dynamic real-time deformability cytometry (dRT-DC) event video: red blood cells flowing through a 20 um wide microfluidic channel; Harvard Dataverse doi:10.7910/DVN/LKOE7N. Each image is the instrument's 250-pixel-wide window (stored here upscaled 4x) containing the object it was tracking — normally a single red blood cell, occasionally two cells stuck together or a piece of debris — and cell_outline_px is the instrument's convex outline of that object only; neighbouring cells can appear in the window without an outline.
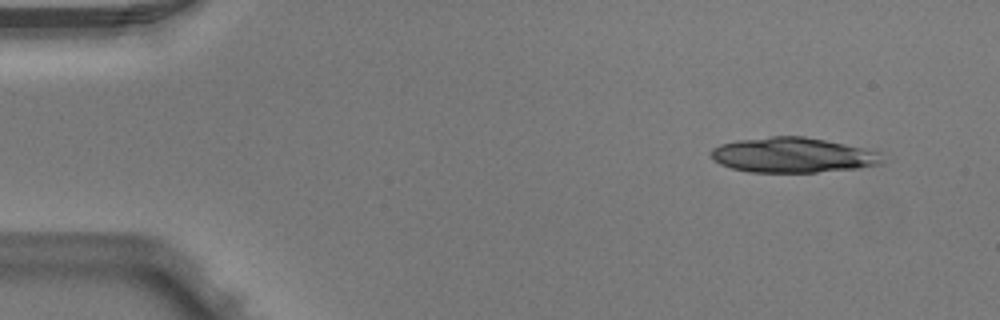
{"species": "Egyptian fruit bat (a non-hibernating species)", "species_latin": "Rousettus aegyptiacus", "temperature_condition": "warm", "stored_images_in_passage": 4, "camera_frame_rate_fps": 3000, "um_per_image_px": 0.085, "animal": {"sex": "male"}, "frame": {"image": 1, "passage_image": 1, "time_ms": 0.0, "image_size_px": [1000, 320], "cell_outline_px": [[884, 164], [860, 168], [816, 172], [748, 172], [732, 168], [720, 164], [712, 160], [712, 148], [720, 144], [736, 140], [772, 136], [804, 136], [844, 144], [880, 152]], "centroid_in_image_um": [67.38, 13.19], "position_along_channel_um": 17.6, "area_um2": 35.03}}
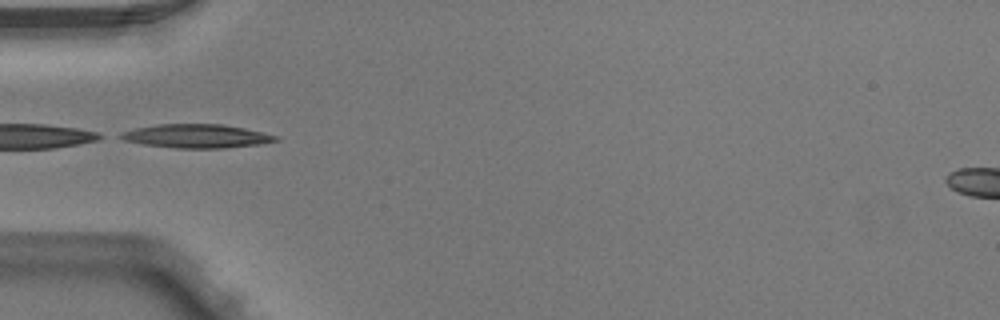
{"frame": {"image": 2, "passage_image": 4, "time_ms": 1.0, "image_size_px": [1000, 320], "cell_outline_px": [[280, 140], [260, 144], [224, 148], [176, 148], [144, 144], [124, 140], [116, 136], [120, 132], [136, 128], [160, 124], [220, 124], [244, 128], [280, 136]], "centroid_in_image_um": [16.71, 11.57], "position_along_channel_um": 68.3, "area_um2": 21.39}}